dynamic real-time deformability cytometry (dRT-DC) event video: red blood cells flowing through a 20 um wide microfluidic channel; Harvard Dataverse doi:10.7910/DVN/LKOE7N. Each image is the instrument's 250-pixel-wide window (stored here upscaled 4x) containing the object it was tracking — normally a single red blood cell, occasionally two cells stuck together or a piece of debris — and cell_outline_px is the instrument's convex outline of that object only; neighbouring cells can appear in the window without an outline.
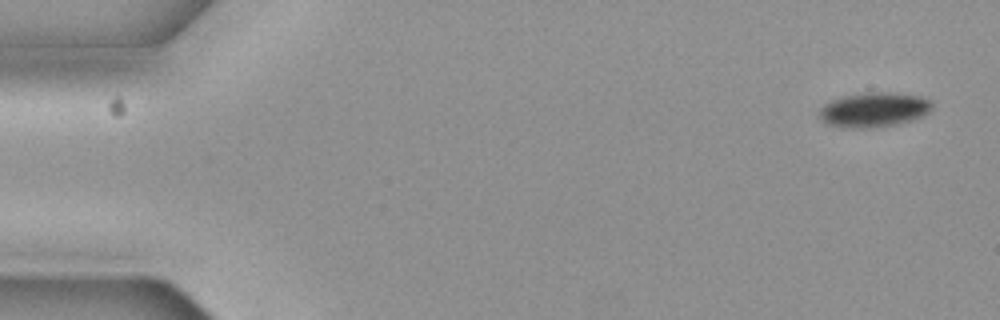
{"species": "common noctule bat (a hibernating species)", "species_latin": "Nyctalus noctula", "temperature_condition": "cold", "stored_images_in_passage": 9, "camera_frame_rate_fps": 3000, "um_per_image_px": 0.085, "animal": {"sex": "female", "body_mass_g": 19.3, "forearm_length_mm": 54.1}, "frame": {"image": 1, "passage_image": 1, "time_ms": 0.0, "image_size_px": [1000, 320], "cell_outline_px": [[932, 108], [928, 112], [912, 120], [896, 124], [872, 128], [852, 128], [828, 124], [820, 116], [820, 108], [824, 104], [832, 100], [844, 96], [864, 92], [896, 92], [920, 96], [928, 100], [932, 104]], "centroid_in_image_um": [74.29, 9.31], "position_along_channel_um": 10.7, "area_um2": 22.6}}